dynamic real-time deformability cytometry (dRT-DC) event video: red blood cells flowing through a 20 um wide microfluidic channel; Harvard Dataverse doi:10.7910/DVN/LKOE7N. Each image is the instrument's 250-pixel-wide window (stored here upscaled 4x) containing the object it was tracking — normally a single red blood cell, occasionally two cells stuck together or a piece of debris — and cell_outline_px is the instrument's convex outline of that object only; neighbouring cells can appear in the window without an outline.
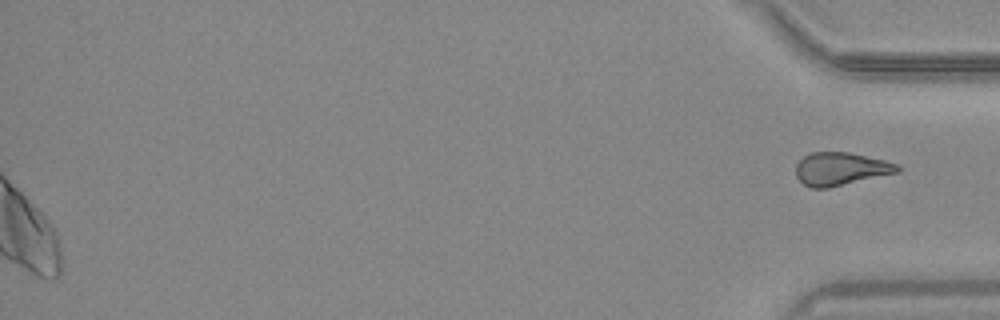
{"species": "common noctule bat (a hibernating species)", "species_latin": "Nyctalus noctula", "temperature_condition": "warm", "stored_images_in_passage": 54, "segment_of_instrument_passage": [2, 2], "camera_frame_rate_fps": 3000, "um_per_image_px": 0.085, "animal": {"sex": "male", "body_mass_g": 20.4}, "frame": {"image": 1, "passage_image": 54, "time_ms": 17.667, "image_size_px": [1000, 320], "cell_outline_px": [[900, 172], [828, 188], [812, 188], [804, 184], [796, 176], [796, 164], [804, 156], [812, 152], [848, 152], [884, 160], [900, 164]], "centroid_in_image_um": [71.48, 14.36], "position_along_channel_um": 363.7, "area_um2": 19.54}}